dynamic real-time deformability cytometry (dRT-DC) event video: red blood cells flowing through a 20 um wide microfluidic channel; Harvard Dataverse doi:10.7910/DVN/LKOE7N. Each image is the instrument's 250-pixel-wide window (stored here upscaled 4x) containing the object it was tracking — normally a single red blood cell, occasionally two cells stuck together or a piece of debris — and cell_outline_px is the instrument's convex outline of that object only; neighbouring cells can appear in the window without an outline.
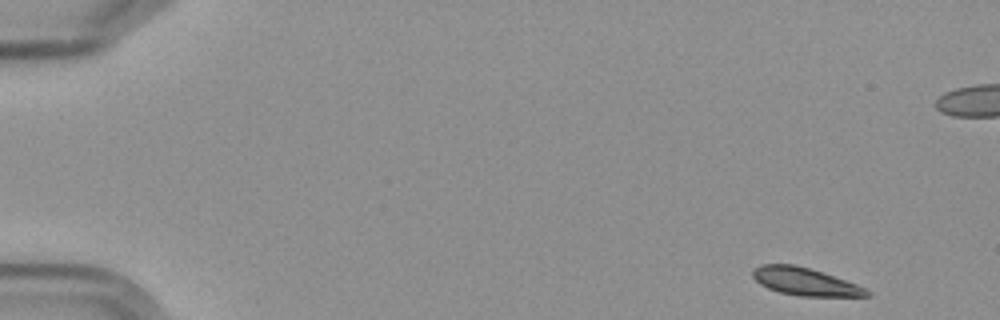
{"species": "Egyptian fruit bat (a non-hibernating species)", "species_latin": "Rousettus aegyptiacus", "temperature_condition": "cold", "stored_images_in_passage": 4, "camera_frame_rate_fps": 3000, "um_per_image_px": 0.085, "frame": {"image": 1, "passage_image": 1, "time_ms": 0.0, "image_size_px": [1000, 320], "cell_outline_px": [[872, 296], [800, 296], [780, 292], [768, 288], [760, 284], [752, 276], [752, 268], [760, 264], [796, 264], [856, 284], [872, 292]], "centroid_in_image_um": [68.39, 23.93], "position_along_channel_um": 16.6, "area_um2": 18.21}}